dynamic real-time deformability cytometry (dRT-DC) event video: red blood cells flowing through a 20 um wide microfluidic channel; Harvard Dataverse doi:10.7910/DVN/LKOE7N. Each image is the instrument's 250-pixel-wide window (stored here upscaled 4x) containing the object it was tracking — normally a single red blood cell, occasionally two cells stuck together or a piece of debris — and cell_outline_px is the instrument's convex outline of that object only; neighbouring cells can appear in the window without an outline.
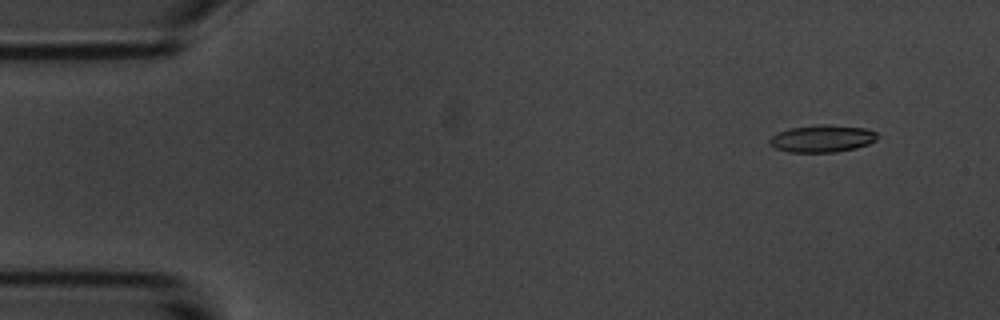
{"species": "common noctule bat (a hibernating species)", "species_latin": "Nyctalus noctula", "temperature_condition": "room temperature", "stored_images_in_passage": 5, "camera_frame_rate_fps": 3000, "um_per_image_px": 0.085, "animal": {"sex": "male", "body_mass_g": 20.1, "forearm_length_mm": 53.5}, "frame": {"image": 1, "passage_image": 1, "time_ms": 0.0, "image_size_px": [1000, 320], "cell_outline_px": [[876, 140], [868, 144], [856, 148], [836, 152], [788, 152], [776, 148], [768, 144], [768, 140], [772, 136], [788, 128], [824, 124], [868, 128], [876, 132]], "centroid_in_image_um": [69.88, 11.78], "position_along_channel_um": 15.1, "area_um2": 17.11}}
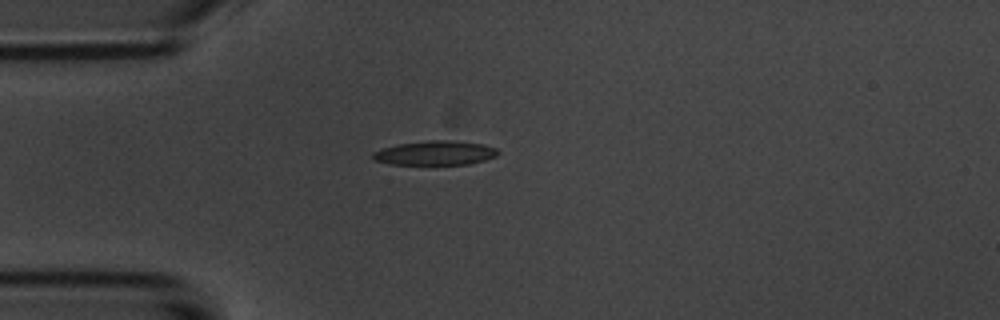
{"frame": {"image": 2, "passage_image": 4, "time_ms": 3.333, "image_size_px": [1000, 320], "cell_outline_px": [[500, 152], [496, 156], [484, 160], [468, 164], [432, 168], [388, 164], [372, 160], [372, 152], [384, 148], [400, 144], [428, 140], [452, 140], [484, 144], [496, 148]], "centroid_in_image_um": [36.96, 13.06], "position_along_channel_um": 48.0, "area_um2": 18.84}}